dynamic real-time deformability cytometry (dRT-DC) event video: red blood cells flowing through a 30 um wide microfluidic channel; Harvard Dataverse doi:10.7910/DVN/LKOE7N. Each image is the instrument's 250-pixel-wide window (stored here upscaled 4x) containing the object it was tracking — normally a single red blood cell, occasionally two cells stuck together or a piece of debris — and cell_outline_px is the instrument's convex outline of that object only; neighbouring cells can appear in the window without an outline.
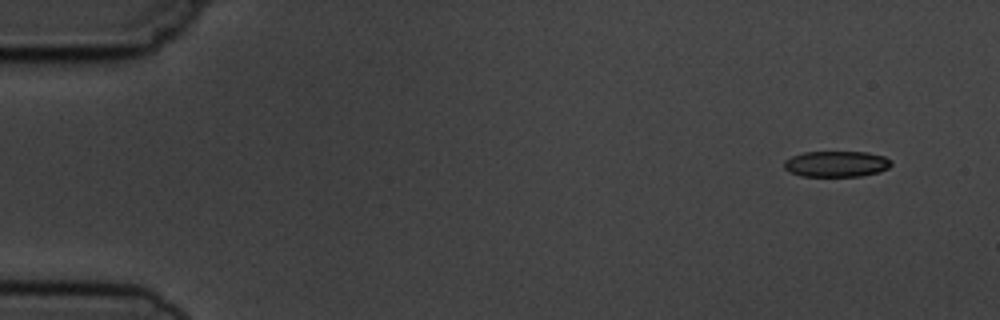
{"species": "common noctule bat (a hibernating species)", "species_latin": "Nyctalus noctula", "temperature_condition": "cold", "stored_images_in_passage": 5, "camera_frame_rate_fps": 3000, "um_per_image_px": 0.085, "animal": {"sex": "male", "body_mass_g": 19.5, "forearm_length_mm": 54.6}, "frame": {"image": 1, "passage_image": 1, "time_ms": 0.0, "image_size_px": [1000, 320], "cell_outline_px": [[892, 164], [888, 168], [880, 172], [860, 176], [800, 176], [784, 168], [784, 160], [792, 156], [804, 152], [868, 152], [884, 156], [892, 160]], "centroid_in_image_um": [71.12, 13.93], "position_along_channel_um": 13.9, "area_um2": 16.24}}
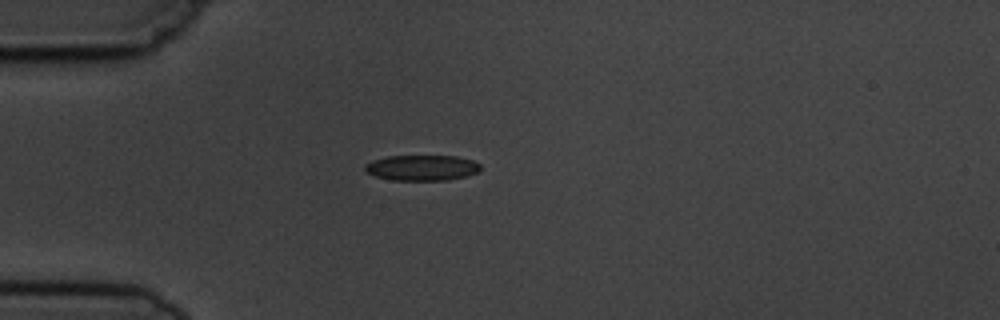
{"frame": {"image": 2, "passage_image": 4, "time_ms": 3.667, "image_size_px": [1000, 320], "cell_outline_px": [[480, 172], [468, 176], [444, 180], [392, 180], [376, 176], [364, 172], [364, 164], [372, 160], [388, 156], [456, 156], [472, 160], [480, 164]], "centroid_in_image_um": [35.85, 14.26], "position_along_channel_um": 49.1, "area_um2": 17.34}}